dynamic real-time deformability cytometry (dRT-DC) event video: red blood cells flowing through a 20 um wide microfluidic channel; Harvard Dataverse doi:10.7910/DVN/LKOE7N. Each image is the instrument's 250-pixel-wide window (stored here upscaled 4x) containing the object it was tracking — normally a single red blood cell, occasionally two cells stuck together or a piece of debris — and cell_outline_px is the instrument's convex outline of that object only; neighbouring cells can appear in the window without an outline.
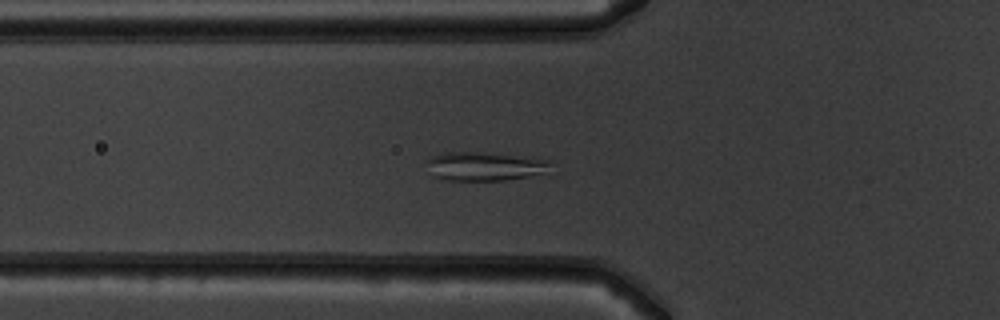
{"species": "common noctule bat (a hibernating species)", "species_latin": "Nyctalus noctula", "temperature_condition": "warm", "stored_images_in_passage": 52, "camera_frame_rate_fps": 3000, "um_per_image_px": 0.085, "animal": {"sex": "male", "body_mass_g": 19.5, "forearm_length_mm": 54.6}, "frame": {"image": 1, "passage_image": 19, "time_ms": 6.0, "image_size_px": [1000, 320], "cell_outline_px": [[544, 164], [536, 172], [524, 176], [504, 180], [456, 180], [440, 176], [432, 160], [436, 156], [504, 156], [528, 160]], "centroid_in_image_um": [41.15, 14.24], "position_along_channel_um": 84.7, "area_um2": 15.9}}
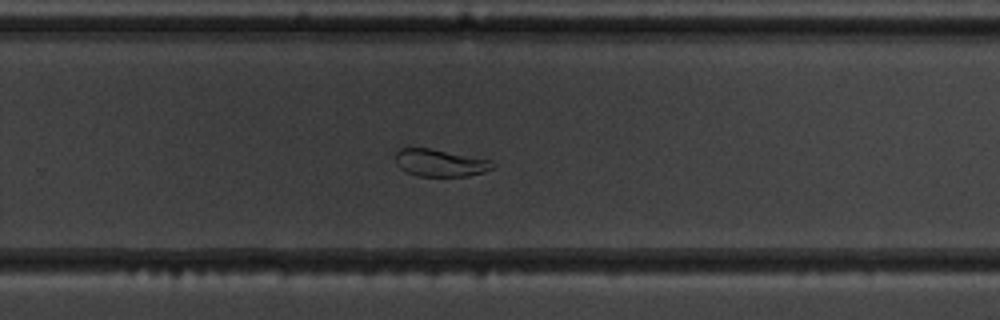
{"frame": {"image": 2, "passage_image": 35, "time_ms": 11.333, "image_size_px": [1000, 320], "cell_outline_px": [[492, 168], [484, 172], [464, 176], [420, 176], [408, 172], [400, 168], [396, 156], [396, 152], [400, 148], [428, 148], [488, 160]], "centroid_in_image_um": [37.35, 13.85], "position_along_channel_um": 292.5, "area_um2": 14.74}}
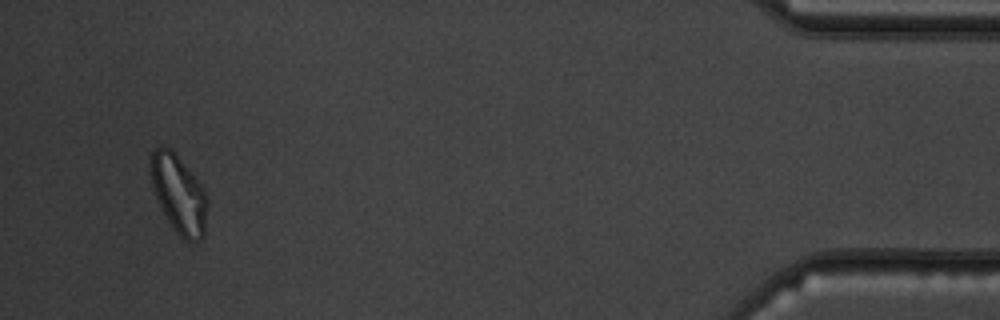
{"frame": {"image": 3, "passage_image": 50, "time_ms": 16.333, "image_size_px": [1000, 320], "cell_outline_px": [[204, 232], [200, 236], [192, 240], [188, 240], [180, 236], [164, 212], [156, 196], [152, 180], [152, 152], [156, 148], [168, 148], [176, 156], [192, 176], [204, 192]], "centroid_in_image_um": [15.15, 16.5], "position_along_channel_um": 420.1, "area_um2": 23.24}, "authors_computed_cell_mechanics": {"area_um2": 18.4382, "velocity_mm_per_s": 3.899, "shape_relaxation_time_tau1_ms": 4.2438, "shape_relaxation_time_tau2_ms": 3.7158, "deformation_change_tau1": 0.0752, "deformation_change_tau2": 0.0635}}